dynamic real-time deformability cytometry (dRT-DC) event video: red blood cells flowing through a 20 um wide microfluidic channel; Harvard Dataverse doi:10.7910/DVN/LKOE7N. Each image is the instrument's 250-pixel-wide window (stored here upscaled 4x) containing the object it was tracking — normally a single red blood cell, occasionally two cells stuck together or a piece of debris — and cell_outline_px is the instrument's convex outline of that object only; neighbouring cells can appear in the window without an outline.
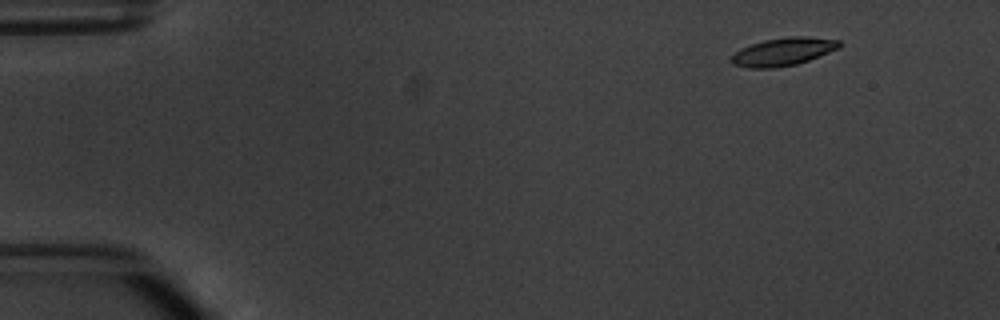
{"species": "common noctule bat (a hibernating species)", "species_latin": "Nyctalus noctula", "temperature_condition": "warm", "stored_images_in_passage": 5, "camera_frame_rate_fps": 3000, "um_per_image_px": 0.085, "animal": {"sex": "male", "body_mass_g": 20.1, "forearm_length_mm": 53.5}, "frame": {"image": 1, "passage_image": 2, "time_ms": 1.333, "image_size_px": [1000, 320], "cell_outline_px": [[844, 44], [840, 48], [808, 60], [796, 64], [776, 68], [748, 68], [732, 64], [728, 60], [740, 48], [764, 40], [792, 36], [808, 36], [840, 40]], "centroid_in_image_um": [66.58, 4.39], "position_along_channel_um": 18.4, "area_um2": 17.74}}
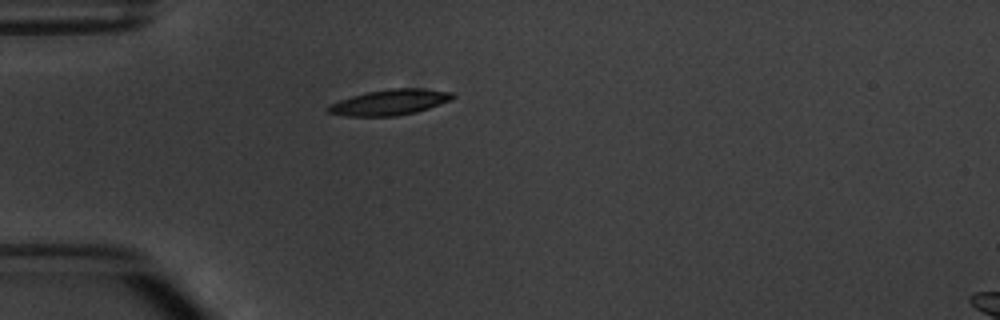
{"frame": {"image": 2, "passage_image": 5, "time_ms": 4.667, "image_size_px": [1000, 320], "cell_outline_px": [[456, 96], [452, 100], [416, 112], [396, 116], [348, 116], [328, 112], [328, 108], [332, 104], [340, 100], [352, 96], [368, 92], [392, 88], [424, 88], [452, 92]], "centroid_in_image_um": [33.21, 8.68], "position_along_channel_um": 51.8, "area_um2": 18.38}}